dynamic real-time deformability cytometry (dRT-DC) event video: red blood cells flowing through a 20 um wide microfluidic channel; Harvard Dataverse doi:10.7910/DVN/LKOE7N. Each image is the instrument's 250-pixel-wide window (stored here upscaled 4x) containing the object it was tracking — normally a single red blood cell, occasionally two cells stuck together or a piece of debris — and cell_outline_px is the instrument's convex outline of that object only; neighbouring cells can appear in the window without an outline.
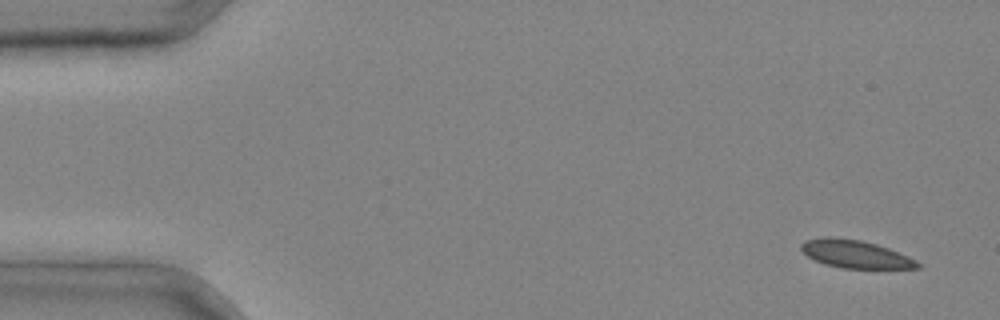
{"species": "common noctule bat (a hibernating species)", "species_latin": "Nyctalus noctula", "temperature_condition": "cold", "stored_images_in_passage": 4, "camera_frame_rate_fps": 3000, "um_per_image_px": 0.085, "animal": {"sex": "male", "body_mass_g": 20.4}, "frame": {"image": 1, "passage_image": 1, "time_ms": 0.0, "image_size_px": [1000, 320], "cell_outline_px": [[920, 268], [840, 268], [824, 264], [808, 256], [800, 248], [800, 244], [804, 240], [824, 236], [832, 236], [860, 240], [876, 244], [888, 248], [908, 256], [916, 260], [920, 264]], "centroid_in_image_um": [72.67, 21.58], "position_along_channel_um": 12.3, "area_um2": 18.9}}
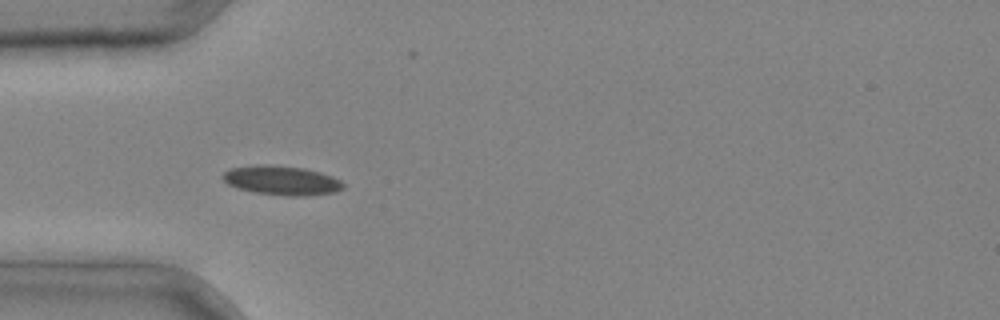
{"frame": {"image": 2, "passage_image": 4, "time_ms": 1.0, "image_size_px": [1000, 320], "cell_outline_px": [[344, 188], [336, 192], [308, 196], [288, 196], [256, 192], [236, 188], [228, 184], [224, 180], [224, 172], [232, 168], [256, 164], [268, 164], [304, 168], [320, 172], [332, 176], [340, 180], [344, 184]], "centroid_in_image_um": [23.98, 15.33], "position_along_channel_um": 61.0, "area_um2": 20.58}}